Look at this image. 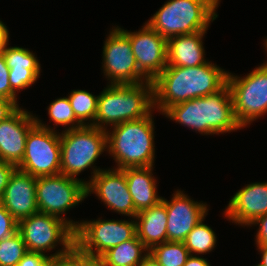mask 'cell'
Returning a JSON list of instances; mask_svg holds the SVG:
<instances>
[{
  "instance_id": "30bf717a",
  "label": "cell",
  "mask_w": 267,
  "mask_h": 266,
  "mask_svg": "<svg viewBox=\"0 0 267 266\" xmlns=\"http://www.w3.org/2000/svg\"><path fill=\"white\" fill-rule=\"evenodd\" d=\"M35 118L36 124L27 134L24 156L16 167L34 177L61 174L60 132Z\"/></svg>"
},
{
  "instance_id": "9a60e30c",
  "label": "cell",
  "mask_w": 267,
  "mask_h": 266,
  "mask_svg": "<svg viewBox=\"0 0 267 266\" xmlns=\"http://www.w3.org/2000/svg\"><path fill=\"white\" fill-rule=\"evenodd\" d=\"M167 210V241L184 242L193 228L208 214V205L195 201L182 190L172 194L171 200L163 197Z\"/></svg>"
},
{
  "instance_id": "60d3db41",
  "label": "cell",
  "mask_w": 267,
  "mask_h": 266,
  "mask_svg": "<svg viewBox=\"0 0 267 266\" xmlns=\"http://www.w3.org/2000/svg\"><path fill=\"white\" fill-rule=\"evenodd\" d=\"M264 46H265L264 49L266 50L265 52H267V37H266V39L264 40V45H263V47H264Z\"/></svg>"
},
{
  "instance_id": "603a6c76",
  "label": "cell",
  "mask_w": 267,
  "mask_h": 266,
  "mask_svg": "<svg viewBox=\"0 0 267 266\" xmlns=\"http://www.w3.org/2000/svg\"><path fill=\"white\" fill-rule=\"evenodd\" d=\"M144 253V254H143ZM149 253L145 245L135 236L109 249L99 260L105 266H137Z\"/></svg>"
},
{
  "instance_id": "8992f818",
  "label": "cell",
  "mask_w": 267,
  "mask_h": 266,
  "mask_svg": "<svg viewBox=\"0 0 267 266\" xmlns=\"http://www.w3.org/2000/svg\"><path fill=\"white\" fill-rule=\"evenodd\" d=\"M61 174L76 179L84 170L91 168V177L87 183L103 168L94 163L100 155L107 152L106 130L85 125L83 127L61 131Z\"/></svg>"
},
{
  "instance_id": "ab89813d",
  "label": "cell",
  "mask_w": 267,
  "mask_h": 266,
  "mask_svg": "<svg viewBox=\"0 0 267 266\" xmlns=\"http://www.w3.org/2000/svg\"><path fill=\"white\" fill-rule=\"evenodd\" d=\"M90 266H105L99 259H96Z\"/></svg>"
},
{
  "instance_id": "f35d334b",
  "label": "cell",
  "mask_w": 267,
  "mask_h": 266,
  "mask_svg": "<svg viewBox=\"0 0 267 266\" xmlns=\"http://www.w3.org/2000/svg\"><path fill=\"white\" fill-rule=\"evenodd\" d=\"M258 252L261 254V262H259V264H261L262 266H267V246H256Z\"/></svg>"
},
{
  "instance_id": "d6986e66",
  "label": "cell",
  "mask_w": 267,
  "mask_h": 266,
  "mask_svg": "<svg viewBox=\"0 0 267 266\" xmlns=\"http://www.w3.org/2000/svg\"><path fill=\"white\" fill-rule=\"evenodd\" d=\"M8 45L9 43L2 53L9 68L11 89L18 94L20 90H25L37 82L41 75V64L28 48Z\"/></svg>"
},
{
  "instance_id": "4fadbf2b",
  "label": "cell",
  "mask_w": 267,
  "mask_h": 266,
  "mask_svg": "<svg viewBox=\"0 0 267 266\" xmlns=\"http://www.w3.org/2000/svg\"><path fill=\"white\" fill-rule=\"evenodd\" d=\"M119 28L129 37L138 70L153 81L167 67V39L146 22L138 31Z\"/></svg>"
},
{
  "instance_id": "7c38bea8",
  "label": "cell",
  "mask_w": 267,
  "mask_h": 266,
  "mask_svg": "<svg viewBox=\"0 0 267 266\" xmlns=\"http://www.w3.org/2000/svg\"><path fill=\"white\" fill-rule=\"evenodd\" d=\"M102 51L103 74L108 84H138L149 81L139 70L129 37L112 26Z\"/></svg>"
},
{
  "instance_id": "83f0119b",
  "label": "cell",
  "mask_w": 267,
  "mask_h": 266,
  "mask_svg": "<svg viewBox=\"0 0 267 266\" xmlns=\"http://www.w3.org/2000/svg\"><path fill=\"white\" fill-rule=\"evenodd\" d=\"M26 252L25 243L18 231L0 240V266H17Z\"/></svg>"
},
{
  "instance_id": "4dcf8cb0",
  "label": "cell",
  "mask_w": 267,
  "mask_h": 266,
  "mask_svg": "<svg viewBox=\"0 0 267 266\" xmlns=\"http://www.w3.org/2000/svg\"><path fill=\"white\" fill-rule=\"evenodd\" d=\"M18 231V221L0 203V240Z\"/></svg>"
},
{
  "instance_id": "e0dca14e",
  "label": "cell",
  "mask_w": 267,
  "mask_h": 266,
  "mask_svg": "<svg viewBox=\"0 0 267 266\" xmlns=\"http://www.w3.org/2000/svg\"><path fill=\"white\" fill-rule=\"evenodd\" d=\"M227 220L249 226L256 218L267 214V181L254 182L239 189L224 210Z\"/></svg>"
},
{
  "instance_id": "5bb4252c",
  "label": "cell",
  "mask_w": 267,
  "mask_h": 266,
  "mask_svg": "<svg viewBox=\"0 0 267 266\" xmlns=\"http://www.w3.org/2000/svg\"><path fill=\"white\" fill-rule=\"evenodd\" d=\"M86 194H95L107 209L124 216L135 218L137 212L128 190L125 173L109 168L99 171L87 184Z\"/></svg>"
},
{
  "instance_id": "484cf974",
  "label": "cell",
  "mask_w": 267,
  "mask_h": 266,
  "mask_svg": "<svg viewBox=\"0 0 267 266\" xmlns=\"http://www.w3.org/2000/svg\"><path fill=\"white\" fill-rule=\"evenodd\" d=\"M149 254L161 266H184L190 256L184 242L166 241L153 247Z\"/></svg>"
},
{
  "instance_id": "74e56055",
  "label": "cell",
  "mask_w": 267,
  "mask_h": 266,
  "mask_svg": "<svg viewBox=\"0 0 267 266\" xmlns=\"http://www.w3.org/2000/svg\"><path fill=\"white\" fill-rule=\"evenodd\" d=\"M137 266H161L149 253Z\"/></svg>"
},
{
  "instance_id": "f546056e",
  "label": "cell",
  "mask_w": 267,
  "mask_h": 266,
  "mask_svg": "<svg viewBox=\"0 0 267 266\" xmlns=\"http://www.w3.org/2000/svg\"><path fill=\"white\" fill-rule=\"evenodd\" d=\"M0 96L19 105L18 95L11 89L9 83V68L3 53H0Z\"/></svg>"
},
{
  "instance_id": "44dd1931",
  "label": "cell",
  "mask_w": 267,
  "mask_h": 266,
  "mask_svg": "<svg viewBox=\"0 0 267 266\" xmlns=\"http://www.w3.org/2000/svg\"><path fill=\"white\" fill-rule=\"evenodd\" d=\"M136 236L150 251L167 241V210L165 201H159L135 216Z\"/></svg>"
},
{
  "instance_id": "2e32d148",
  "label": "cell",
  "mask_w": 267,
  "mask_h": 266,
  "mask_svg": "<svg viewBox=\"0 0 267 266\" xmlns=\"http://www.w3.org/2000/svg\"><path fill=\"white\" fill-rule=\"evenodd\" d=\"M35 124V115L21 107L0 121V160L15 166L22 161L27 134Z\"/></svg>"
},
{
  "instance_id": "f1b7e54d",
  "label": "cell",
  "mask_w": 267,
  "mask_h": 266,
  "mask_svg": "<svg viewBox=\"0 0 267 266\" xmlns=\"http://www.w3.org/2000/svg\"><path fill=\"white\" fill-rule=\"evenodd\" d=\"M95 260L74 246L69 252L51 259L50 266H90Z\"/></svg>"
},
{
  "instance_id": "d4e9b609",
  "label": "cell",
  "mask_w": 267,
  "mask_h": 266,
  "mask_svg": "<svg viewBox=\"0 0 267 266\" xmlns=\"http://www.w3.org/2000/svg\"><path fill=\"white\" fill-rule=\"evenodd\" d=\"M99 95L86 90H72L68 95L71 107L76 118L85 126L92 125L97 113ZM88 121V122H87Z\"/></svg>"
},
{
  "instance_id": "52a82bcc",
  "label": "cell",
  "mask_w": 267,
  "mask_h": 266,
  "mask_svg": "<svg viewBox=\"0 0 267 266\" xmlns=\"http://www.w3.org/2000/svg\"><path fill=\"white\" fill-rule=\"evenodd\" d=\"M18 232L27 251L42 253L51 259L69 252L75 246V230L67 222L39 211L20 220ZM58 244L62 248L53 254H46L55 250Z\"/></svg>"
},
{
  "instance_id": "8d00e7d4",
  "label": "cell",
  "mask_w": 267,
  "mask_h": 266,
  "mask_svg": "<svg viewBox=\"0 0 267 266\" xmlns=\"http://www.w3.org/2000/svg\"><path fill=\"white\" fill-rule=\"evenodd\" d=\"M184 266H211L210 263L207 261V258H203V256H195V255H190L187 258L186 263Z\"/></svg>"
},
{
  "instance_id": "d6a6232c",
  "label": "cell",
  "mask_w": 267,
  "mask_h": 266,
  "mask_svg": "<svg viewBox=\"0 0 267 266\" xmlns=\"http://www.w3.org/2000/svg\"><path fill=\"white\" fill-rule=\"evenodd\" d=\"M257 226V233L255 236L256 246H267V214L256 218L249 226Z\"/></svg>"
},
{
  "instance_id": "3957f363",
  "label": "cell",
  "mask_w": 267,
  "mask_h": 266,
  "mask_svg": "<svg viewBox=\"0 0 267 266\" xmlns=\"http://www.w3.org/2000/svg\"><path fill=\"white\" fill-rule=\"evenodd\" d=\"M152 81L138 84H107L98 97L91 125L107 130L123 122L141 119L154 112Z\"/></svg>"
},
{
  "instance_id": "7402d4cb",
  "label": "cell",
  "mask_w": 267,
  "mask_h": 266,
  "mask_svg": "<svg viewBox=\"0 0 267 266\" xmlns=\"http://www.w3.org/2000/svg\"><path fill=\"white\" fill-rule=\"evenodd\" d=\"M154 166L125 168L128 190L137 213L148 209L162 200L158 195L157 178L154 177Z\"/></svg>"
},
{
  "instance_id": "d590c367",
  "label": "cell",
  "mask_w": 267,
  "mask_h": 266,
  "mask_svg": "<svg viewBox=\"0 0 267 266\" xmlns=\"http://www.w3.org/2000/svg\"><path fill=\"white\" fill-rule=\"evenodd\" d=\"M9 34V29L3 23V21L0 20V53L3 52V49L9 43Z\"/></svg>"
},
{
  "instance_id": "1f68e13d",
  "label": "cell",
  "mask_w": 267,
  "mask_h": 266,
  "mask_svg": "<svg viewBox=\"0 0 267 266\" xmlns=\"http://www.w3.org/2000/svg\"><path fill=\"white\" fill-rule=\"evenodd\" d=\"M51 258L37 252L27 251L17 266H50Z\"/></svg>"
},
{
  "instance_id": "ba28073f",
  "label": "cell",
  "mask_w": 267,
  "mask_h": 266,
  "mask_svg": "<svg viewBox=\"0 0 267 266\" xmlns=\"http://www.w3.org/2000/svg\"><path fill=\"white\" fill-rule=\"evenodd\" d=\"M86 184L87 181L84 179H76L63 174L37 177L38 211L60 218L76 230L81 221L69 219L65 213L87 198Z\"/></svg>"
},
{
  "instance_id": "ac0fdd59",
  "label": "cell",
  "mask_w": 267,
  "mask_h": 266,
  "mask_svg": "<svg viewBox=\"0 0 267 266\" xmlns=\"http://www.w3.org/2000/svg\"><path fill=\"white\" fill-rule=\"evenodd\" d=\"M34 177L19 169L11 174L0 203L19 222L38 212Z\"/></svg>"
},
{
  "instance_id": "5b68a950",
  "label": "cell",
  "mask_w": 267,
  "mask_h": 266,
  "mask_svg": "<svg viewBox=\"0 0 267 266\" xmlns=\"http://www.w3.org/2000/svg\"><path fill=\"white\" fill-rule=\"evenodd\" d=\"M221 0H167L146 22L167 40L171 37L207 31L218 18Z\"/></svg>"
},
{
  "instance_id": "ffe728a7",
  "label": "cell",
  "mask_w": 267,
  "mask_h": 266,
  "mask_svg": "<svg viewBox=\"0 0 267 266\" xmlns=\"http://www.w3.org/2000/svg\"><path fill=\"white\" fill-rule=\"evenodd\" d=\"M207 31L174 36L167 41V66L194 67L203 65L205 59L203 38Z\"/></svg>"
},
{
  "instance_id": "e575fe53",
  "label": "cell",
  "mask_w": 267,
  "mask_h": 266,
  "mask_svg": "<svg viewBox=\"0 0 267 266\" xmlns=\"http://www.w3.org/2000/svg\"><path fill=\"white\" fill-rule=\"evenodd\" d=\"M19 107L20 105H17L15 102L9 101L0 96V121L7 119Z\"/></svg>"
},
{
  "instance_id": "cb8c5ba5",
  "label": "cell",
  "mask_w": 267,
  "mask_h": 266,
  "mask_svg": "<svg viewBox=\"0 0 267 266\" xmlns=\"http://www.w3.org/2000/svg\"><path fill=\"white\" fill-rule=\"evenodd\" d=\"M204 221L205 217L193 228L184 241L190 255H206L217 246V236L214 230Z\"/></svg>"
},
{
  "instance_id": "6da1fadb",
  "label": "cell",
  "mask_w": 267,
  "mask_h": 266,
  "mask_svg": "<svg viewBox=\"0 0 267 266\" xmlns=\"http://www.w3.org/2000/svg\"><path fill=\"white\" fill-rule=\"evenodd\" d=\"M228 71L208 61L194 67L167 66L153 81L154 109L163 114L169 107L221 90Z\"/></svg>"
},
{
  "instance_id": "836d02e7",
  "label": "cell",
  "mask_w": 267,
  "mask_h": 266,
  "mask_svg": "<svg viewBox=\"0 0 267 266\" xmlns=\"http://www.w3.org/2000/svg\"><path fill=\"white\" fill-rule=\"evenodd\" d=\"M17 167L14 164L0 160V201L11 174Z\"/></svg>"
},
{
  "instance_id": "7a4b0ae2",
  "label": "cell",
  "mask_w": 267,
  "mask_h": 266,
  "mask_svg": "<svg viewBox=\"0 0 267 266\" xmlns=\"http://www.w3.org/2000/svg\"><path fill=\"white\" fill-rule=\"evenodd\" d=\"M162 115L201 135H219L242 129L226 84L216 93L187 100L169 107Z\"/></svg>"
},
{
  "instance_id": "4316f807",
  "label": "cell",
  "mask_w": 267,
  "mask_h": 266,
  "mask_svg": "<svg viewBox=\"0 0 267 266\" xmlns=\"http://www.w3.org/2000/svg\"><path fill=\"white\" fill-rule=\"evenodd\" d=\"M49 120L54 123V126L66 127L63 131L77 129L84 125L76 118L70 101L67 97H60L53 100L48 108Z\"/></svg>"
},
{
  "instance_id": "277c9868",
  "label": "cell",
  "mask_w": 267,
  "mask_h": 266,
  "mask_svg": "<svg viewBox=\"0 0 267 266\" xmlns=\"http://www.w3.org/2000/svg\"><path fill=\"white\" fill-rule=\"evenodd\" d=\"M152 114L106 130L107 153L116 162L115 169L154 166L155 123Z\"/></svg>"
},
{
  "instance_id": "9c48e42d",
  "label": "cell",
  "mask_w": 267,
  "mask_h": 266,
  "mask_svg": "<svg viewBox=\"0 0 267 266\" xmlns=\"http://www.w3.org/2000/svg\"><path fill=\"white\" fill-rule=\"evenodd\" d=\"M227 85L242 129L267 113V61L244 76L228 72Z\"/></svg>"
},
{
  "instance_id": "8fae6325",
  "label": "cell",
  "mask_w": 267,
  "mask_h": 266,
  "mask_svg": "<svg viewBox=\"0 0 267 266\" xmlns=\"http://www.w3.org/2000/svg\"><path fill=\"white\" fill-rule=\"evenodd\" d=\"M131 219L105 220L98 217L83 220L75 230V246L81 252L99 259L109 249L136 236V222Z\"/></svg>"
}]
</instances>
